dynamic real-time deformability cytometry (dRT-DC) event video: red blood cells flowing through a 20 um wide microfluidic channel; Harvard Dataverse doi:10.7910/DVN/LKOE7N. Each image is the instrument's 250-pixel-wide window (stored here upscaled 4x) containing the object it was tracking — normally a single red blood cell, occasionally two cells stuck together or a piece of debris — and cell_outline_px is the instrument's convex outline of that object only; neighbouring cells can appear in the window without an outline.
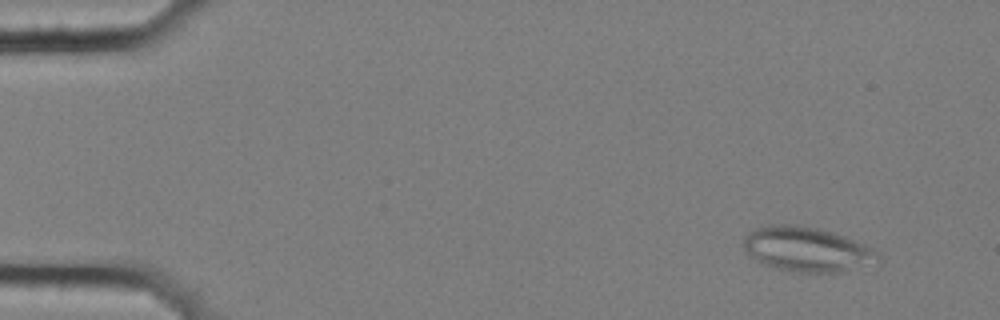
{"species": "common noctule bat (a hibernating species)", "species_latin": "Nyctalus noctula", "temperature_condition": "cold", "stored_images_in_passage": 5, "camera_frame_rate_fps": 3000, "um_per_image_px": 0.085, "animal": {"sex": "female", "body_mass_g": 25.1}, "frame": {"image": 1, "passage_image": 2, "time_ms": 0.333, "image_size_px": [1000, 320], "cell_outline_px": [[880, 268], [844, 272], [792, 272], [760, 264], [748, 256], [744, 252], [744, 236], [756, 228], [768, 224], [796, 224], [820, 228], [844, 236], [864, 244], [872, 248], [880, 256]], "centroid_in_image_um": [68.67, 21.23], "position_along_channel_um": 16.3, "area_um2": 36.36}}